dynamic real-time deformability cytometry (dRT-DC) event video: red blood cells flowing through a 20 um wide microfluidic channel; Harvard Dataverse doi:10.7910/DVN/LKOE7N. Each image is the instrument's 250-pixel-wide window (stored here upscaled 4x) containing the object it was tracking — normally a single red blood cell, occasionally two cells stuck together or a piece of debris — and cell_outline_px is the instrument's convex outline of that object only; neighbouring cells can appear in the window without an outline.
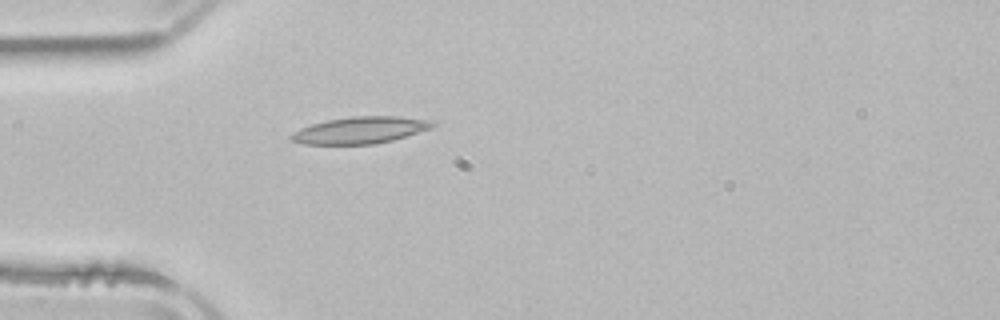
{"species": "common noctule bat (a hibernating species)", "species_latin": "Nyctalus noctula", "temperature_condition": "room temperature", "stored_images_in_passage": 3, "camera_frame_rate_fps": 3000, "um_per_image_px": 0.085, "animal": {"sex": "male", "body_mass_g": 21.5, "forearm_length_mm": 52.0}, "frame": {"image": 1, "passage_image": 3, "time_ms": 2.333, "image_size_px": [1000, 320], "cell_outline_px": [[436, 124], [432, 128], [392, 140], [372, 144], [304, 144], [292, 140], [288, 136], [292, 132], [300, 128], [312, 124], [328, 120], [352, 116], [396, 116], [432, 120]], "centroid_in_image_um": [30.61, 11.06], "position_along_channel_um": 54.4, "area_um2": 21.96}}